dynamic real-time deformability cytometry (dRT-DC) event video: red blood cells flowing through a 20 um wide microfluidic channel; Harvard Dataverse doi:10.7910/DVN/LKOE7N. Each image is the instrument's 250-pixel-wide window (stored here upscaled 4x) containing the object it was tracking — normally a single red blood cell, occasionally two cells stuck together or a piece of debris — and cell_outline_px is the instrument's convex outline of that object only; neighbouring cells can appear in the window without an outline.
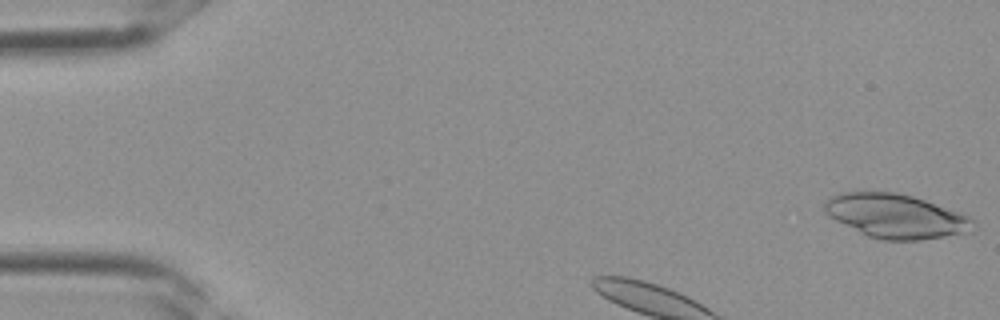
{"species": "Egyptian fruit bat (a non-hibernating species)", "species_latin": "Rousettus aegyptiacus", "temperature_condition": "room temperature", "stored_images_in_passage": 3, "camera_frame_rate_fps": 3000, "um_per_image_px": 0.085, "frame": {"image": 1, "passage_image": 3, "time_ms": 0.667, "image_size_px": [1000, 320], "cell_outline_px": [[976, 228], [964, 232], [944, 236], [920, 240], [884, 240], [868, 236], [828, 216], [824, 212], [824, 204], [828, 196], [844, 192], [896, 192], [912, 196], [960, 212], [976, 220]], "centroid_in_image_um": [76.14, 18.36], "position_along_channel_um": 8.9, "area_um2": 37.97}}